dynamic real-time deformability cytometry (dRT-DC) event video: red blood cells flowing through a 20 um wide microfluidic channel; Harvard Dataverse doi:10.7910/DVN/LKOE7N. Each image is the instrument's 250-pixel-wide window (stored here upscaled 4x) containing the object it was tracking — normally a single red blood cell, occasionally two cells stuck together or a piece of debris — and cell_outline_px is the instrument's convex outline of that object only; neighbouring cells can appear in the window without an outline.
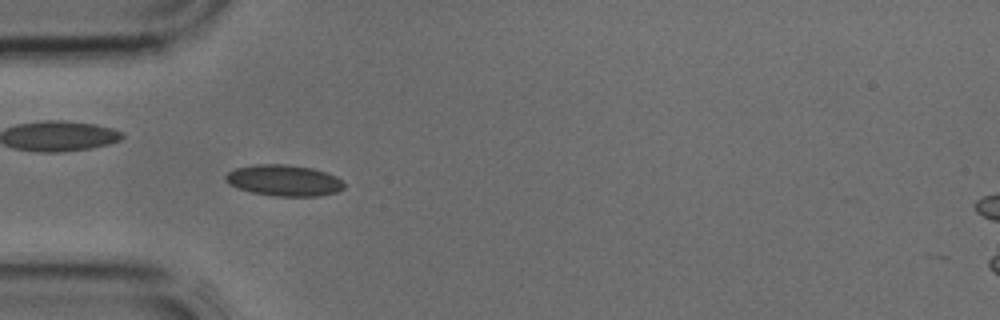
{"species": "common noctule bat (a hibernating species)", "species_latin": "Nyctalus noctula", "temperature_condition": "cold", "stored_images_in_passage": 4, "camera_frame_rate_fps": 3000, "um_per_image_px": 0.085, "animal": {"sex": "male", "body_mass_g": 17.9, "forearm_length_mm": 54.2}, "frame": {"image": 1, "passage_image": 4, "time_ms": 1.0, "image_size_px": [1000, 320], "cell_outline_px": [[344, 188], [336, 192], [320, 196], [272, 196], [252, 192], [240, 188], [224, 180], [224, 176], [228, 172], [236, 168], [256, 164], [288, 164], [312, 168], [336, 176], [344, 184]], "centroid_in_image_um": [24.14, 15.33], "position_along_channel_um": 60.9, "area_um2": 21.39}}